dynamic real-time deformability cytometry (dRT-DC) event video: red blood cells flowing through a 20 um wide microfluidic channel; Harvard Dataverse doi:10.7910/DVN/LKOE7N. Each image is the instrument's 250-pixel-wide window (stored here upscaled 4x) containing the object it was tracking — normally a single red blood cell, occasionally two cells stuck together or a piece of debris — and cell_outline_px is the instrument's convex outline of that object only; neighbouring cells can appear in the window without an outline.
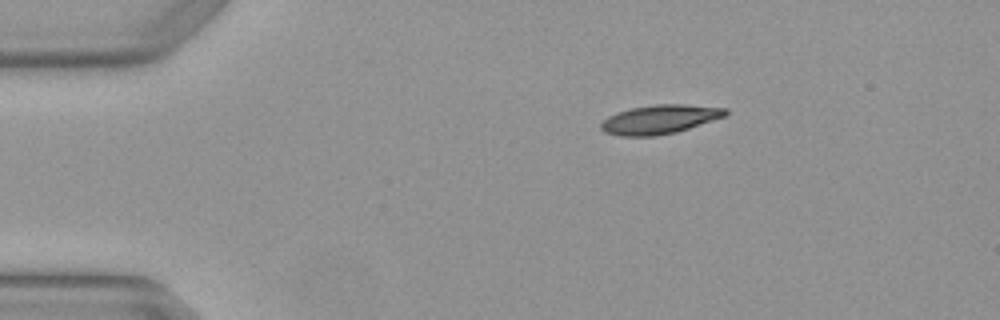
{"species": "Egyptian fruit bat (a non-hibernating species)", "species_latin": "Rousettus aegyptiacus", "temperature_condition": "warm", "stored_images_in_passage": 5, "camera_frame_rate_fps": 3000, "um_per_image_px": 0.085, "animal": {"sex": "female"}, "frame": {"image": 1, "passage_image": 2, "time_ms": 0.333, "image_size_px": [1000, 320], "cell_outline_px": [[728, 112], [724, 116], [676, 132], [656, 136], [620, 136], [604, 132], [600, 128], [600, 124], [608, 116], [616, 112], [632, 108], [656, 104], [684, 104], [728, 108]], "centroid_in_image_um": [56.04, 10.14], "position_along_channel_um": 29.0, "area_um2": 20.92}}
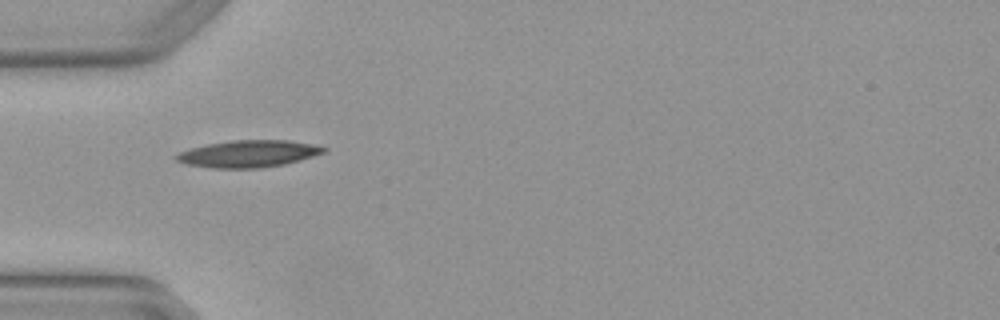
{"frame": {"image": 2, "passage_image": 4, "time_ms": 1.0, "image_size_px": [1000, 320], "cell_outline_px": [[328, 148], [324, 152], [300, 160], [284, 164], [260, 168], [212, 168], [184, 164], [176, 160], [172, 156], [180, 152], [192, 148], [208, 144], [232, 140], [288, 140], [312, 144]], "centroid_in_image_um": [21.08, 13.07], "position_along_channel_um": 63.9, "area_um2": 23.12}}